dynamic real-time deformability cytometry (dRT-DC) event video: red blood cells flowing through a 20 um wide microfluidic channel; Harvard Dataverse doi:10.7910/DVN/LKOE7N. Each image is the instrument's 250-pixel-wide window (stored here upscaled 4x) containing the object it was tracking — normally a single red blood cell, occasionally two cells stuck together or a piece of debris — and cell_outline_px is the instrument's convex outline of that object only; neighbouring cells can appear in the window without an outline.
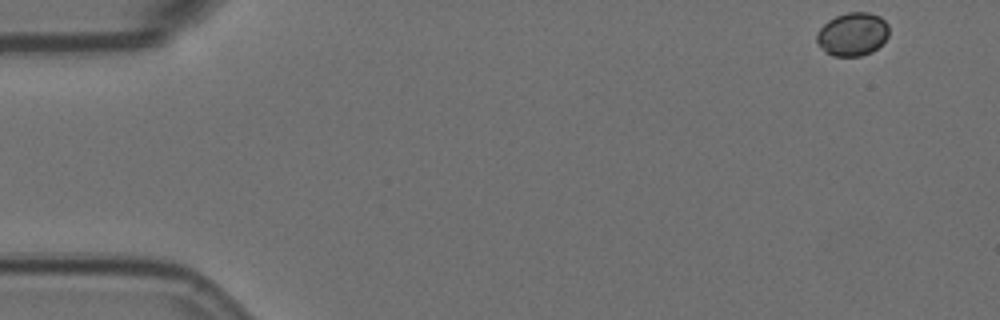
{"species": "Egyptian fruit bat (a non-hibernating species)", "species_latin": "Rousettus aegyptiacus", "temperature_condition": "room temperature", "stored_images_in_passage": 55, "camera_frame_rate_fps": 3000, "um_per_image_px": 0.085, "animal": {"sex": "female"}, "frame": {"image": 1, "passage_image": 1, "time_ms": 0.0, "image_size_px": [1000, 320], "cell_outline_px": [[888, 36], [872, 52], [860, 56], [832, 56], [824, 52], [816, 44], [816, 36], [820, 28], [828, 20], [836, 16], [848, 12], [868, 12], [880, 16], [888, 24]], "centroid_in_image_um": [72.44, 2.91], "position_along_channel_um": 12.6, "area_um2": 18.32}}
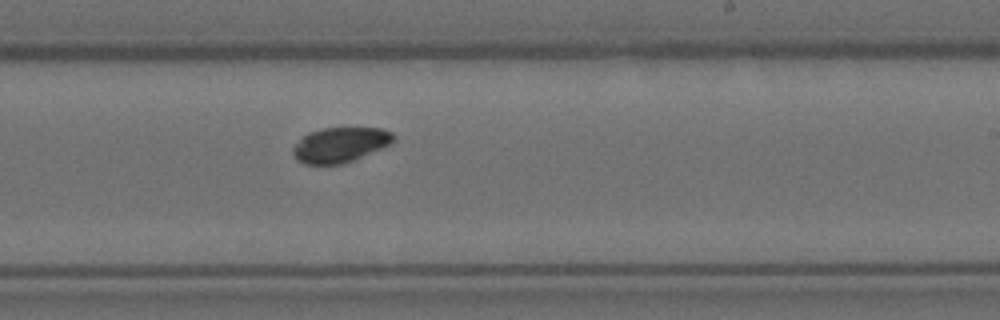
{"frame": {"image": 2, "passage_image": 32, "time_ms": 10.333, "image_size_px": [1000, 320], "cell_outline_px": [[396, 140], [392, 144], [344, 164], [304, 164], [296, 160], [292, 152], [292, 148], [308, 132], [324, 128], [380, 128], [392, 132], [396, 136]], "centroid_in_image_um": [28.94, 12.31], "position_along_channel_um": 260.1, "area_um2": 20.63}}
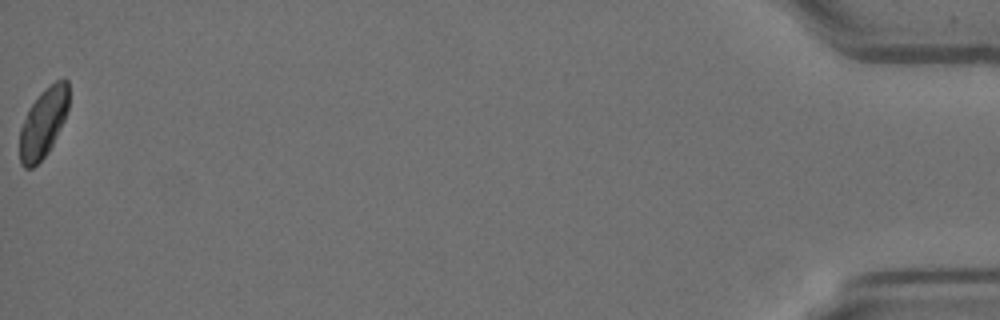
{"frame": {"image": 3, "passage_image": 55, "time_ms": 18.0, "image_size_px": [1000, 320], "cell_outline_px": [[68, 108], [64, 120], [48, 152], [32, 168], [24, 168], [20, 164], [20, 128], [28, 108], [40, 92], [44, 88], [56, 80], [64, 76], [68, 80]], "centroid_in_image_um": [3.67, 10.4], "position_along_channel_um": 431.5, "area_um2": 19.88}}